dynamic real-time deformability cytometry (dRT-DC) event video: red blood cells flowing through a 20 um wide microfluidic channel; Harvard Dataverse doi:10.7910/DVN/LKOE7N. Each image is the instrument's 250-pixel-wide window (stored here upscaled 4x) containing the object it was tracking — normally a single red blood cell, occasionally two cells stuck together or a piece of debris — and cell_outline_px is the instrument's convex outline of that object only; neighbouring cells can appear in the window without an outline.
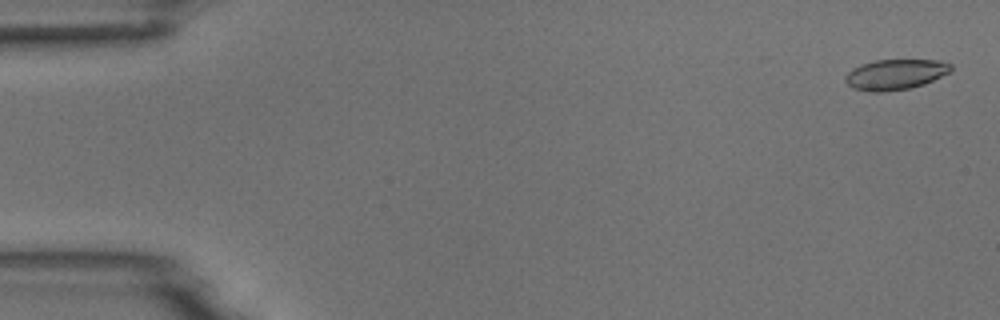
{"species": "common noctule bat (a hibernating species)", "species_latin": "Nyctalus noctula", "temperature_condition": "room temperature", "stored_images_in_passage": 5, "camera_frame_rate_fps": 3000, "um_per_image_px": 0.085, "animal": {"sex": "male", "body_mass_g": 18.8}, "frame": {"image": 1, "passage_image": 1, "time_ms": 0.0, "image_size_px": [1000, 320], "cell_outline_px": [[952, 72], [924, 84], [908, 88], [884, 92], [868, 92], [852, 88], [844, 80], [844, 76], [852, 68], [860, 64], [876, 60], [940, 60], [952, 64]], "centroid_in_image_um": [76.1, 6.33], "position_along_channel_um": 8.9, "area_um2": 18.96}}
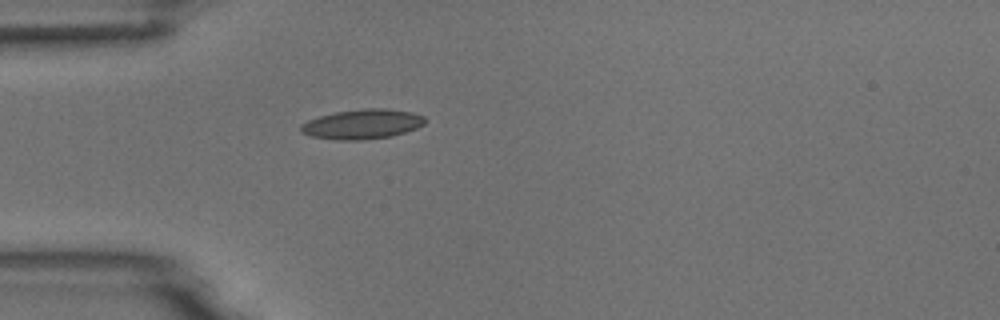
{"frame": {"image": 2, "passage_image": 5, "time_ms": 1.333, "image_size_px": [1000, 320], "cell_outline_px": [[428, 120], [424, 124], [416, 128], [392, 136], [364, 140], [336, 140], [312, 136], [300, 132], [300, 124], [308, 120], [320, 116], [336, 112], [364, 108], [388, 108], [412, 112], [424, 116]], "centroid_in_image_um": [30.81, 10.55], "position_along_channel_um": 54.2, "area_um2": 21.68}}